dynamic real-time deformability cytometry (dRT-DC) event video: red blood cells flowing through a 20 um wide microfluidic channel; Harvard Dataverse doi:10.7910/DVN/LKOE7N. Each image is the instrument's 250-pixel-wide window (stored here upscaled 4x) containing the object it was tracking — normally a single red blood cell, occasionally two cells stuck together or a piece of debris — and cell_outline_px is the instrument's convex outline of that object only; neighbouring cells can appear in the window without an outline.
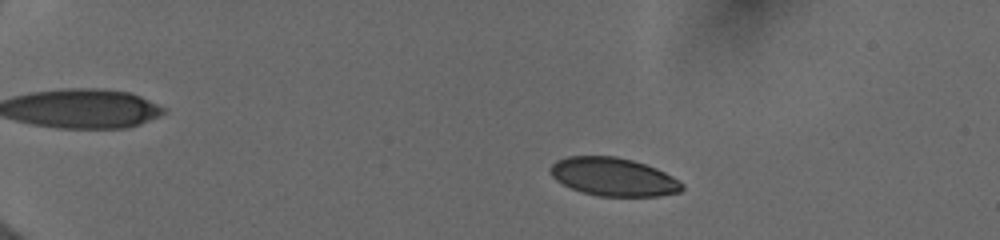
{"species": "human", "species_latin": "Homo sapiens", "temperature_condition": "cold", "stored_images_in_passage": 16, "camera_frame_rate_fps": 3000, "um_per_image_px": 0.085, "donor": {"sex": "female"}, "frame": {"image": 1, "passage_image": 5, "time_ms": 2.667, "image_size_px": [1000, 240], "cell_outline_px": [[684, 188], [680, 192], [660, 196], [596, 196], [580, 192], [556, 180], [552, 176], [548, 168], [556, 160], [568, 156], [616, 156], [632, 160], [656, 168], [680, 180], [684, 184]], "centroid_in_image_um": [52.14, 15.04], "position_along_channel_um": 32.9, "area_um2": 29.54}}
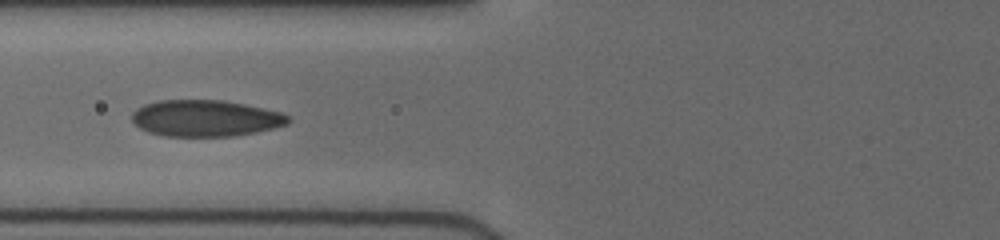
{"frame": {"image": 2, "passage_image": 15, "time_ms": 7.0, "image_size_px": [1000, 240], "cell_outline_px": [[292, 120], [288, 124], [256, 132], [232, 136], [164, 136], [148, 132], [140, 128], [132, 120], [132, 112], [136, 108], [144, 104], [160, 100], [224, 100], [244, 104], [280, 112], [288, 116]], "centroid_in_image_um": [17.45, 10.05], "position_along_channel_um": 108.4, "area_um2": 33.18}}